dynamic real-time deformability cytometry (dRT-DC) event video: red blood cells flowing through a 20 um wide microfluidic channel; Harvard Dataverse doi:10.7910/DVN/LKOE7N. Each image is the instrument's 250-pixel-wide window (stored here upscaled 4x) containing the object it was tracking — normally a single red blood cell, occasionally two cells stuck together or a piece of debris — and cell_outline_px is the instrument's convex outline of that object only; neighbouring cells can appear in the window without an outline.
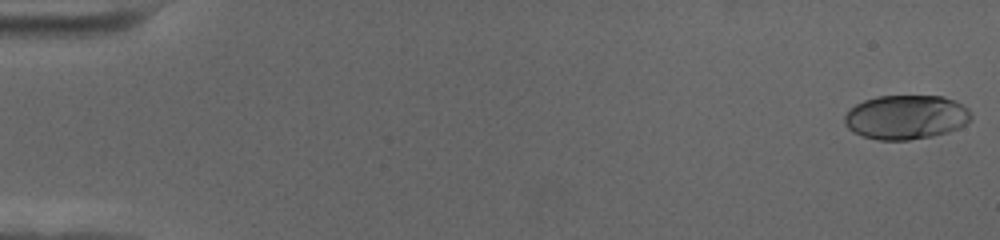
{"species": "human", "species_latin": "Homo sapiens", "temperature_condition": "cold", "stored_images_in_passage": 59, "camera_frame_rate_fps": 3000, "um_per_image_px": 0.085, "donor": {"sex": "female"}, "frame": {"image": 1, "passage_image": 1, "time_ms": 0.0, "image_size_px": [1000, 240], "cell_outline_px": [[972, 120], [960, 128], [948, 132], [932, 136], [908, 140], [876, 140], [852, 132], [844, 124], [844, 116], [856, 104], [864, 100], [876, 96], [944, 96], [956, 100], [968, 108], [972, 116]], "centroid_in_image_um": [77.04, 9.96], "position_along_channel_um": 8.0, "area_um2": 32.95}}
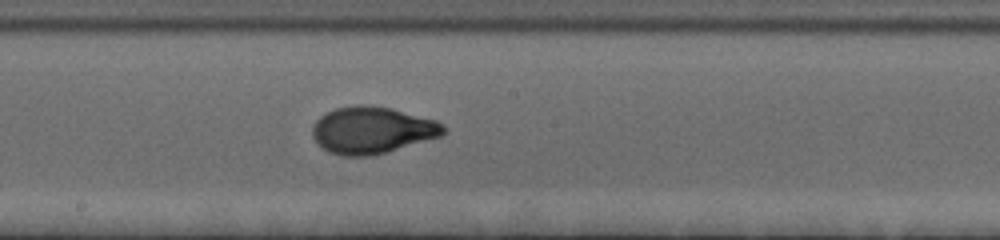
{"frame": {"image": 2, "passage_image": 33, "time_ms": 10.667, "image_size_px": [1000, 240], "cell_outline_px": [[448, 132], [440, 136], [372, 156], [340, 156], [328, 152], [312, 136], [312, 128], [316, 120], [320, 116], [336, 108], [356, 104], [364, 104], [392, 108], [436, 120], [448, 128]], "centroid_in_image_um": [31.64, 11.05], "position_along_channel_um": 216.6, "area_um2": 35.84}}
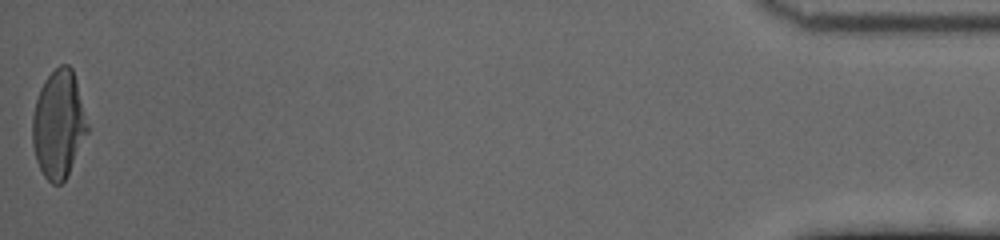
{"frame": {"image": 3, "passage_image": 59, "time_ms": 19.333, "image_size_px": [1000, 240], "cell_outline_px": [[88, 132], [64, 180], [60, 184], [52, 184], [44, 176], [36, 160], [32, 144], [32, 116], [36, 100], [40, 88], [44, 80], [60, 64], [68, 64], [72, 68], [76, 80], [88, 124]], "centroid_in_image_um": [4.96, 10.55], "position_along_channel_um": 430.2, "area_um2": 34.28}, "authors_computed_cell_mechanics": {"area_um2": 33.813, "velocity_mm_per_s": 3.4736, "shape_relaxation_time_tau1_ms": 3.8406, "shape_relaxation_time_tau2_ms": 0.7572, "deformation_change_tau1": 0.1907, "deformation_change_tau2": 0.0547}}